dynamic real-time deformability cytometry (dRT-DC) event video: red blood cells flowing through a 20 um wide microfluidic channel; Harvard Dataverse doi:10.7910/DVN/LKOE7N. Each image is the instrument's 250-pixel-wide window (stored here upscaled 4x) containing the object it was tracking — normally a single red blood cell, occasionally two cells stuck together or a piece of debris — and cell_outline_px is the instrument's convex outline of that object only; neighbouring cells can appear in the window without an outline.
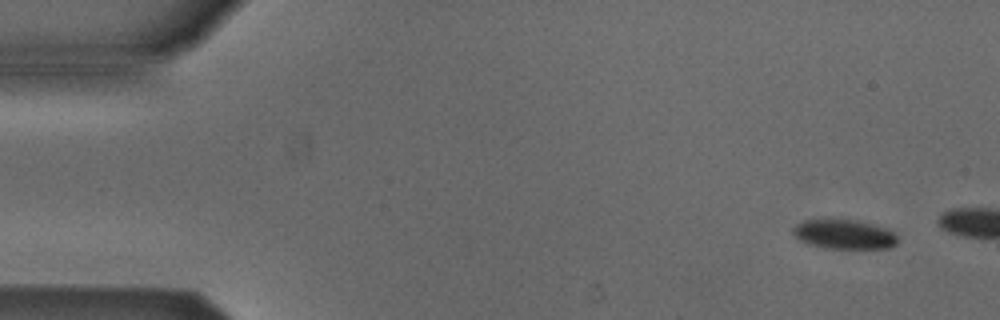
{"species": "Egyptian fruit bat (a non-hibernating species)", "species_latin": "Rousettus aegyptiacus", "temperature_condition": "cold", "stored_images_in_passage": 4, "camera_frame_rate_fps": 3000, "um_per_image_px": 0.085, "animal": {"sex": "male"}, "frame": {"image": 1, "passage_image": 1, "time_ms": 0.0, "image_size_px": [1000, 320], "cell_outline_px": [[896, 244], [888, 248], [824, 248], [808, 244], [800, 240], [792, 232], [792, 228], [796, 224], [804, 220], [832, 216], [856, 220], [888, 228], [896, 236]], "centroid_in_image_um": [71.69, 19.86], "position_along_channel_um": 13.3, "area_um2": 18.5}}